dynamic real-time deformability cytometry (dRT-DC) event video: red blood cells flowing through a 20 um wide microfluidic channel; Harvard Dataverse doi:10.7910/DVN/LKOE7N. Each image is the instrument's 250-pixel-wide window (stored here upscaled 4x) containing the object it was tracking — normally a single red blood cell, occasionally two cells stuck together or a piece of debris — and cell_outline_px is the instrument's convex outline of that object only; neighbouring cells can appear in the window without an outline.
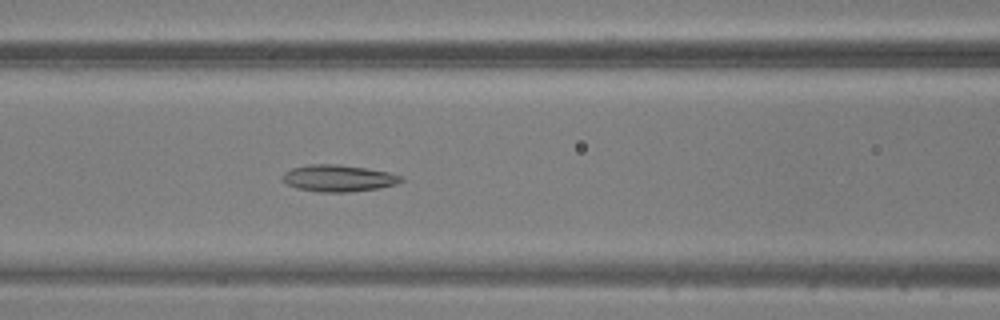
{"species": "common noctule bat (a hibernating species)", "species_latin": "Nyctalus noctula", "temperature_condition": "warm", "stored_images_in_passage": 49, "camera_frame_rate_fps": 3000, "um_per_image_px": 0.085, "animal": {"sex": "male", "body_mass_g": 20.5, "forearm_length_mm": 52.5}, "frame": {"image": 1, "passage_image": 21, "time_ms": 6.667, "image_size_px": [1000, 320], "cell_outline_px": [[404, 180], [396, 184], [380, 188], [348, 192], [316, 192], [296, 188], [280, 180], [280, 176], [284, 172], [292, 168], [308, 164], [336, 164], [364, 168], [388, 172], [404, 176]], "centroid_in_image_um": [28.73, 15.15], "position_along_channel_um": 137.9, "area_um2": 18.67}}
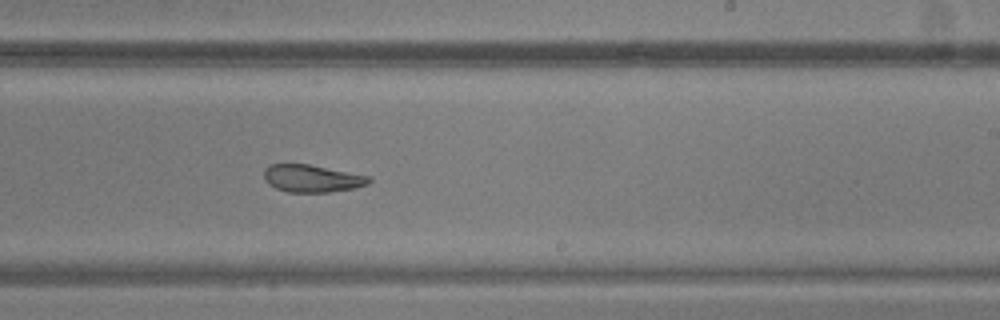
{"frame": {"image": 2, "passage_image": 30, "time_ms": 9.667, "image_size_px": [1000, 320], "cell_outline_px": [[372, 180], [368, 184], [356, 188], [328, 192], [288, 192], [276, 188], [268, 184], [264, 180], [264, 168], [268, 164], [308, 164], [372, 176]], "centroid_in_image_um": [26.53, 15.16], "position_along_channel_um": 262.5, "area_um2": 16.99}}
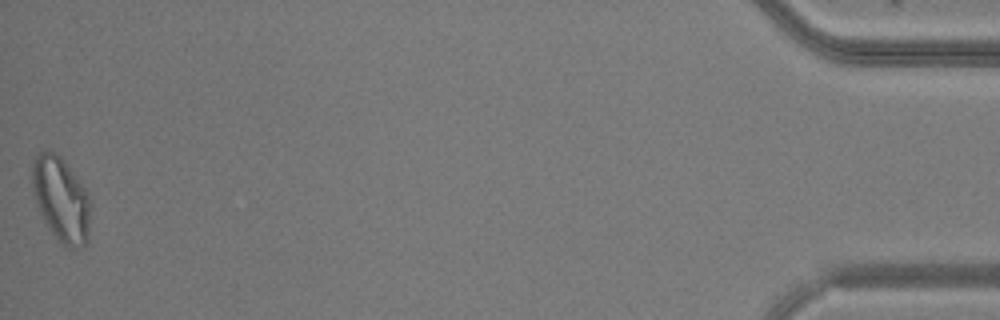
{"frame": {"image": 3, "passage_image": 49, "time_ms": 16.0, "image_size_px": [1000, 320], "cell_outline_px": [[92, 204], [88, 240], [80, 248], [68, 248], [60, 244], [48, 228], [36, 204], [32, 188], [32, 160], [36, 152], [48, 148], [56, 152], [64, 160], [88, 192]], "centroid_in_image_um": [5.2, 16.93], "position_along_channel_um": 430.0, "area_um2": 29.65}}